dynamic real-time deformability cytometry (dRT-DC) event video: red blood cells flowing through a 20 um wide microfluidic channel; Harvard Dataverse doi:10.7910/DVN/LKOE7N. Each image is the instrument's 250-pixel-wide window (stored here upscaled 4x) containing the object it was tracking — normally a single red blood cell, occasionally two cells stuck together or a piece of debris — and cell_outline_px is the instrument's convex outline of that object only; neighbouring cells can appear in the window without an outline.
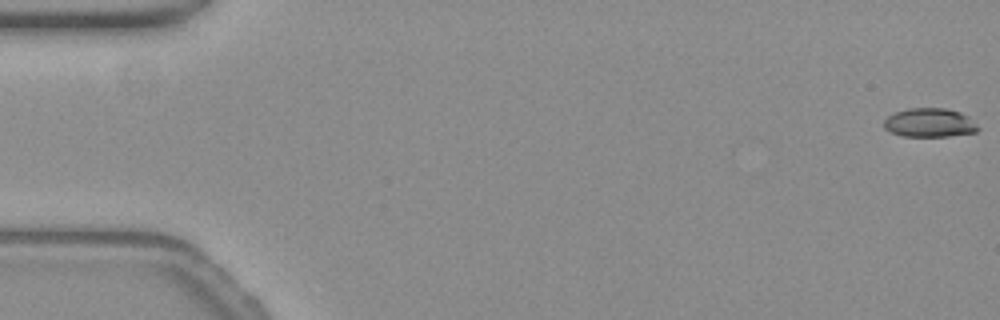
{"species": "common noctule bat (a hibernating species)", "species_latin": "Nyctalus noctula", "temperature_condition": "warm", "stored_images_in_passage": 15, "camera_frame_rate_fps": 3000, "um_per_image_px": 0.085, "animal": {"sex": "female", "body_mass_g": 19.3, "forearm_length_mm": 54.1}, "frame": {"image": 1, "passage_image": 1, "time_ms": 0.0, "image_size_px": [1000, 320], "cell_outline_px": [[980, 128], [976, 132], [948, 136], [904, 136], [892, 132], [884, 128], [884, 120], [888, 116], [896, 112], [908, 108], [944, 108], [960, 112], [968, 116]], "centroid_in_image_um": [79.03, 10.43], "position_along_channel_um": 6.0, "area_um2": 15.72}}
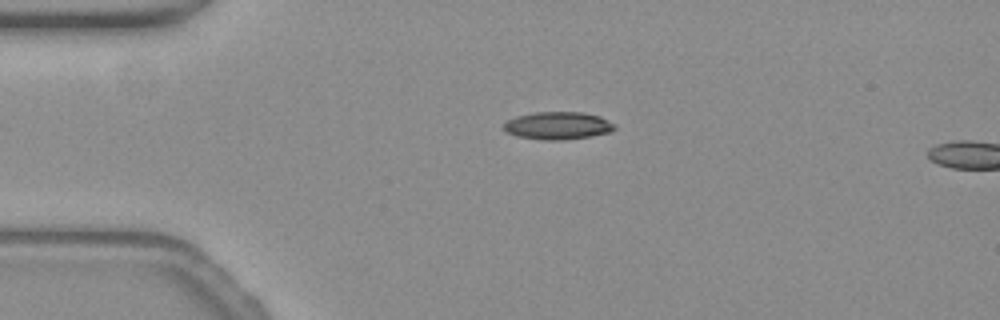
{"frame": {"image": 2, "passage_image": 13, "time_ms": 4.0, "image_size_px": [1000, 320], "cell_outline_px": [[616, 128], [612, 132], [588, 136], [560, 140], [544, 140], [516, 136], [508, 132], [504, 128], [504, 124], [508, 120], [516, 116], [532, 112], [584, 112], [600, 116], [616, 124]], "centroid_in_image_um": [47.45, 10.67], "position_along_channel_um": 37.6, "area_um2": 17.86}}